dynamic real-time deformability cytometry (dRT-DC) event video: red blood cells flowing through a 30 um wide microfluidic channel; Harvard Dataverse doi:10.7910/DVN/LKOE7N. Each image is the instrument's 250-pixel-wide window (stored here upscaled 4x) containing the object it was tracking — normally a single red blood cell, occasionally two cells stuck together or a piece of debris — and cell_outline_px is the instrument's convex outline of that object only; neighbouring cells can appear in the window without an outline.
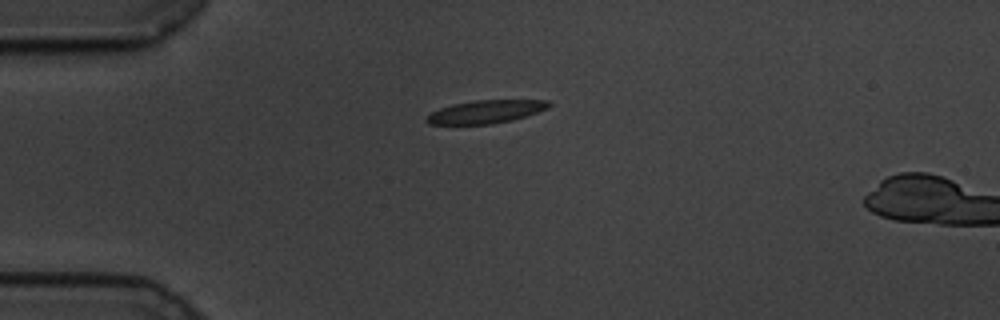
{"species": "common noctule bat (a hibernating species)", "species_latin": "Nyctalus noctula", "temperature_condition": "cold", "stored_images_in_passage": 38, "camera_frame_rate_fps": 3000, "um_per_image_px": 0.085, "animal": {"sex": "male", "body_mass_g": 19.5, "forearm_length_mm": 54.6}, "frame": {"image": 1, "passage_image": 1, "time_ms": 0.0, "image_size_px": [1000, 320], "cell_outline_px": [[552, 104], [548, 108], [512, 120], [492, 124], [428, 124], [424, 120], [432, 112], [440, 108], [452, 104], [476, 100], [548, 100]], "centroid_in_image_um": [41.28, 9.49], "position_along_channel_um": 43.7, "area_um2": 16.3}}
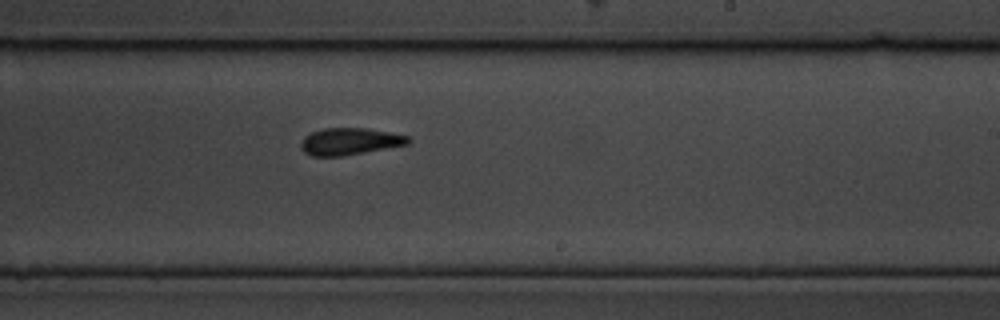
{"frame": {"image": 2, "passage_image": 22, "time_ms": 7.0, "image_size_px": [1000, 320], "cell_outline_px": [[412, 140], [408, 144], [340, 156], [312, 156], [304, 152], [300, 148], [300, 144], [304, 136], [312, 132], [324, 128], [364, 128], [412, 136]], "centroid_in_image_um": [29.72, 12.01], "position_along_channel_um": 259.3, "area_um2": 16.76}}
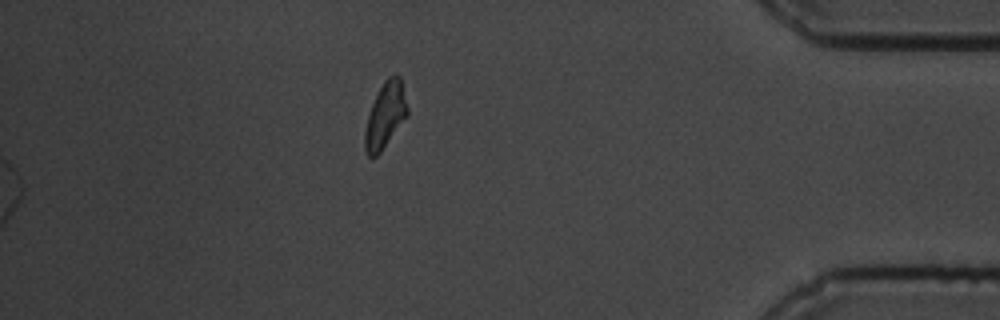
{"frame": {"image": 3, "passage_image": 38, "time_ms": 12.333, "image_size_px": [1000, 320], "cell_outline_px": [[408, 116], [380, 152], [372, 160], [368, 156], [364, 148], [364, 132], [368, 116], [372, 104], [384, 80], [388, 76], [400, 76], [408, 108]], "centroid_in_image_um": [32.75, 9.84], "position_along_channel_um": 402.5, "area_um2": 16.18}, "authors_computed_cell_mechanics": {"area_um2": 16.9354, "velocity_mm_per_s": 3.4129, "shape_relaxation_time_tau1_ms": 4.91, "shape_relaxation_time_tau2_ms": 3.8737, "deformation_change_tau1": 0.1043, "deformation_change_tau2": 0.0952}}